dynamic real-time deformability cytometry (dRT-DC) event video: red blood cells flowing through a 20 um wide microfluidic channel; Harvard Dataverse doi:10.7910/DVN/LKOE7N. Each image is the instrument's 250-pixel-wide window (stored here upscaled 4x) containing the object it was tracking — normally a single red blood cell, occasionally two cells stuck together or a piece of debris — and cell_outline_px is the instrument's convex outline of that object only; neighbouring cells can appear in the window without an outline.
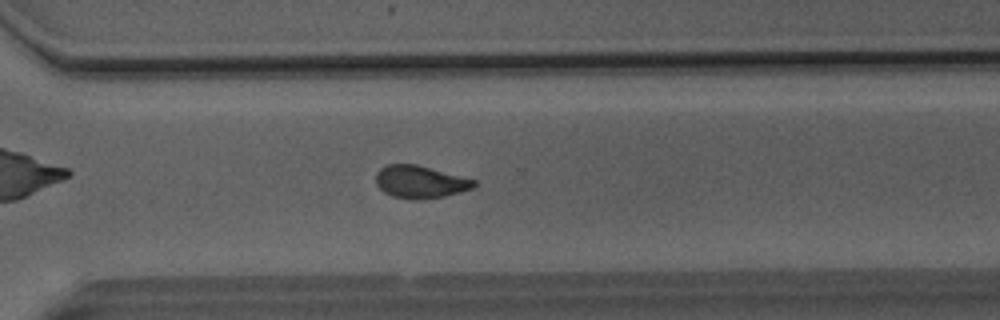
{"species": "Egyptian fruit bat (a non-hibernating species)", "species_latin": "Rousettus aegyptiacus", "temperature_condition": "room temperature", "stored_images_in_passage": 49, "camera_frame_rate_fps": 3000, "um_per_image_px": 0.085, "animal": {"sex": "male"}, "frame": {"image": 1, "passage_image": 35, "time_ms": 11.333, "image_size_px": [1000, 320], "cell_outline_px": [[476, 184], [472, 188], [460, 192], [444, 196], [416, 200], [412, 200], [392, 196], [384, 192], [376, 184], [376, 172], [380, 168], [388, 164], [416, 164], [476, 180]], "centroid_in_image_um": [35.69, 15.46], "position_along_channel_um": 334.9, "area_um2": 18.55}}
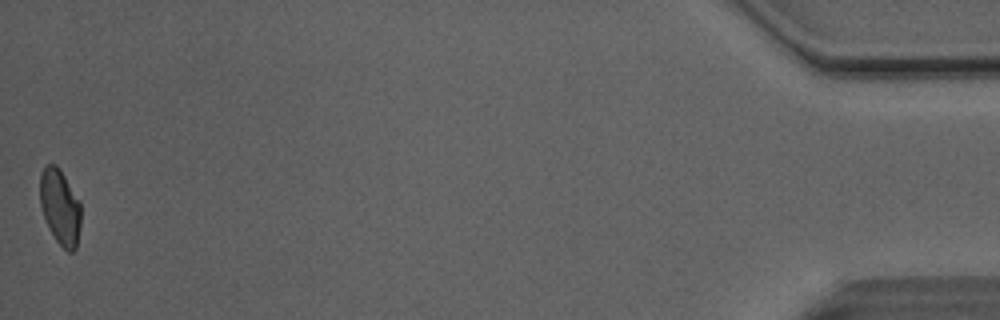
{"frame": {"image": 2, "passage_image": 49, "time_ms": 16.0, "image_size_px": [1000, 320], "cell_outline_px": [[80, 224], [76, 248], [72, 252], [68, 252], [56, 240], [48, 228], [40, 204], [40, 172], [44, 164], [56, 164], [60, 168], [80, 200]], "centroid_in_image_um": [5.1, 17.55], "position_along_channel_um": 430.1, "area_um2": 18.21}, "authors_computed_cell_mechanics": {"area_um2": 19.363, "velocity_mm_per_s": 4.1188, "shape_relaxation_time_tau1_ms": 9.0417, "shape_relaxation_time_tau2_ms": 1.6673, "deformation_change_tau1": 0.1818, "deformation_change_tau2": 0.0839}}